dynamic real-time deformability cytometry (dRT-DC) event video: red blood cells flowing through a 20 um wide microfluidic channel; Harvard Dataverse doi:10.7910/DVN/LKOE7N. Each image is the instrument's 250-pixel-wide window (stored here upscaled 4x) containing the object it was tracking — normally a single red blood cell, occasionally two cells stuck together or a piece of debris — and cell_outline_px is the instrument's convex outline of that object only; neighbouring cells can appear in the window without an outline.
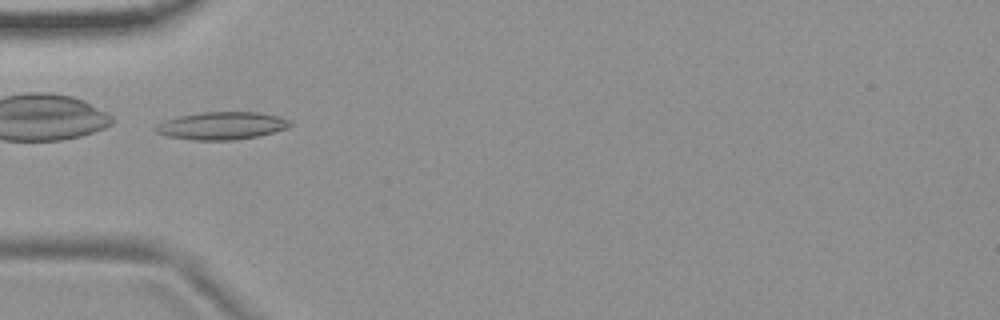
{"species": "common noctule bat (a hibernating species)", "species_latin": "Nyctalus noctula", "temperature_condition": "room temperature", "stored_images_in_passage": 6, "camera_frame_rate_fps": 3000, "um_per_image_px": 0.085, "animal": {"sex": "female", "body_mass_g": 19.9}, "frame": {"image": 1, "passage_image": 5, "time_ms": 1.333, "image_size_px": [1000, 320], "cell_outline_px": [[292, 124], [288, 128], [256, 136], [232, 140], [192, 140], [168, 136], [156, 132], [152, 128], [156, 124], [164, 120], [180, 116], [200, 112], [256, 112], [280, 116], [292, 120]], "centroid_in_image_um": [18.84, 10.68], "position_along_channel_um": 66.2, "area_um2": 21.73}}